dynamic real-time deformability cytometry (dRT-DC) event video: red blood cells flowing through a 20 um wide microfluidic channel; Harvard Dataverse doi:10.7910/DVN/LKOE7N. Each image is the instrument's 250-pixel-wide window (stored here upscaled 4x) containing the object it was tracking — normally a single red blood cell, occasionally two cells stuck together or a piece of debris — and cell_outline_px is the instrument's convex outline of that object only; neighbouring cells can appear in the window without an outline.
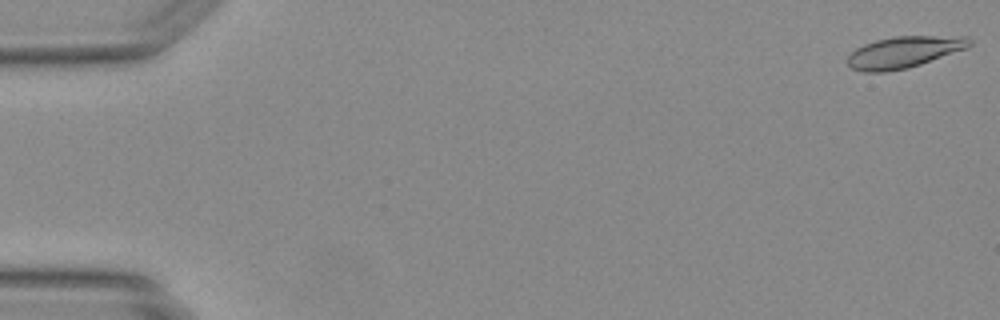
{"species": "Egyptian fruit bat (a non-hibernating species)", "species_latin": "Rousettus aegyptiacus", "temperature_condition": "warm", "stored_images_in_passage": 48, "camera_frame_rate_fps": 3000, "um_per_image_px": 0.085, "animal": {"sex": "female"}, "frame": {"image": 1, "passage_image": 1, "time_ms": 0.0, "image_size_px": [1000, 320], "cell_outline_px": [[972, 44], [968, 48], [908, 68], [884, 72], [864, 72], [852, 68], [848, 64], [848, 56], [856, 48], [864, 44], [876, 40], [896, 36], [968, 36], [972, 40]], "centroid_in_image_um": [76.87, 4.42], "position_along_channel_um": 8.1, "area_um2": 22.37}}
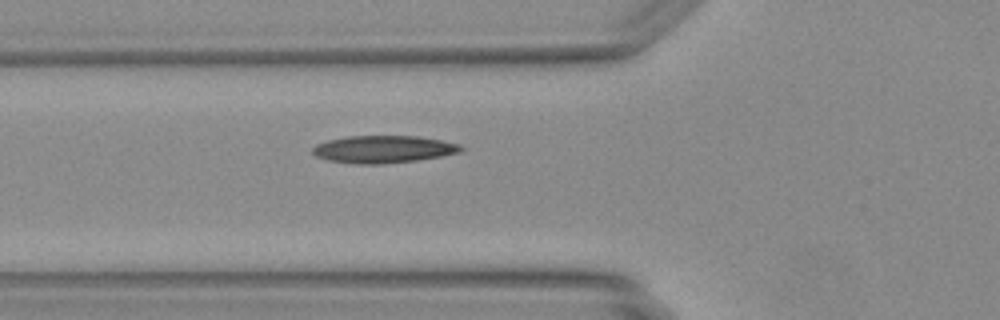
{"frame": {"image": 2, "passage_image": 18, "time_ms": 5.667, "image_size_px": [1000, 320], "cell_outline_px": [[464, 148], [460, 152], [440, 156], [416, 160], [380, 164], [360, 164], [328, 160], [316, 156], [312, 152], [312, 148], [316, 144], [328, 140], [348, 136], [416, 136], [440, 140], [460, 144]], "centroid_in_image_um": [32.57, 12.68], "position_along_channel_um": 93.2, "area_um2": 23.47}}
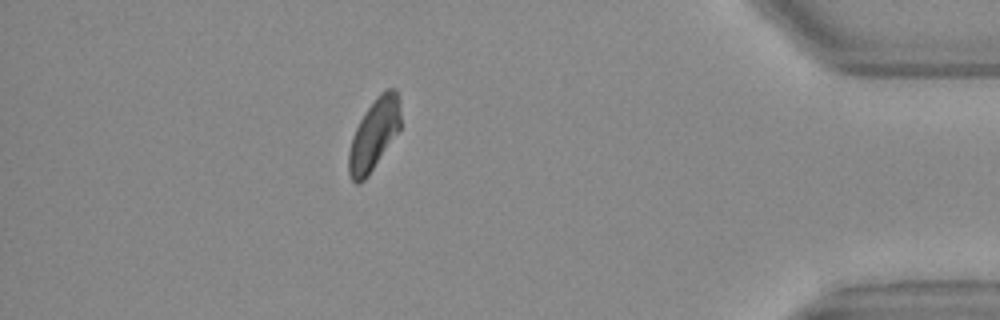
{"frame": {"image": 3, "passage_image": 43, "time_ms": 14.0, "image_size_px": [1000, 320], "cell_outline_px": [[400, 128], [368, 176], [360, 184], [356, 184], [352, 180], [348, 172], [348, 152], [352, 136], [360, 120], [376, 96], [380, 92], [388, 88], [396, 88], [400, 100]], "centroid_in_image_um": [31.78, 11.42], "position_along_channel_um": 403.4, "area_um2": 21.44}}